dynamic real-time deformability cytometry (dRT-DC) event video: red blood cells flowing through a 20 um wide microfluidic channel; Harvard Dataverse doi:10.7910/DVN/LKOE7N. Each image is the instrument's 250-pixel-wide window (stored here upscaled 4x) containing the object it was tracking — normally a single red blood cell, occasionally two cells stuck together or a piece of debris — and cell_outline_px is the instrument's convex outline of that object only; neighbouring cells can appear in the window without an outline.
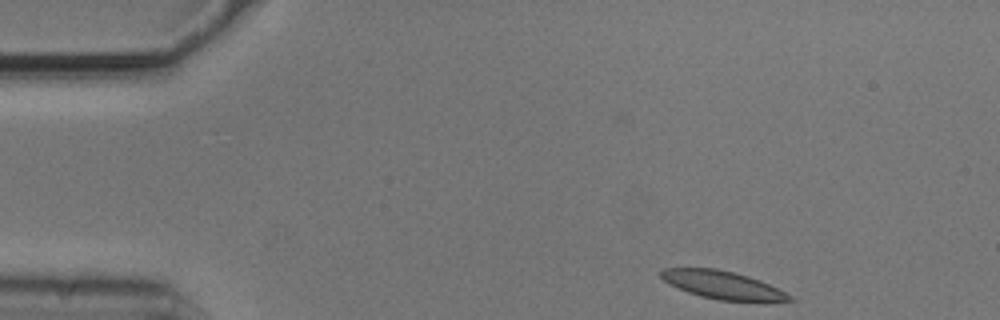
{"species": "common noctule bat (a hibernating species)", "species_latin": "Nyctalus noctula", "temperature_condition": "cold", "stored_images_in_passage": 10, "camera_frame_rate_fps": 3000, "um_per_image_px": 0.085, "animal": {"sex": "male", "body_mass_g": 20.5, "forearm_length_mm": 52.5}, "frame": {"image": 1, "passage_image": 1, "time_ms": 0.0, "image_size_px": [1000, 320], "cell_outline_px": [[796, 300], [720, 300], [700, 296], [688, 292], [668, 284], [660, 276], [660, 272], [664, 268], [716, 268], [748, 276], [760, 280], [792, 296]], "centroid_in_image_um": [61.34, 24.2], "position_along_channel_um": 23.7, "area_um2": 20.4}}